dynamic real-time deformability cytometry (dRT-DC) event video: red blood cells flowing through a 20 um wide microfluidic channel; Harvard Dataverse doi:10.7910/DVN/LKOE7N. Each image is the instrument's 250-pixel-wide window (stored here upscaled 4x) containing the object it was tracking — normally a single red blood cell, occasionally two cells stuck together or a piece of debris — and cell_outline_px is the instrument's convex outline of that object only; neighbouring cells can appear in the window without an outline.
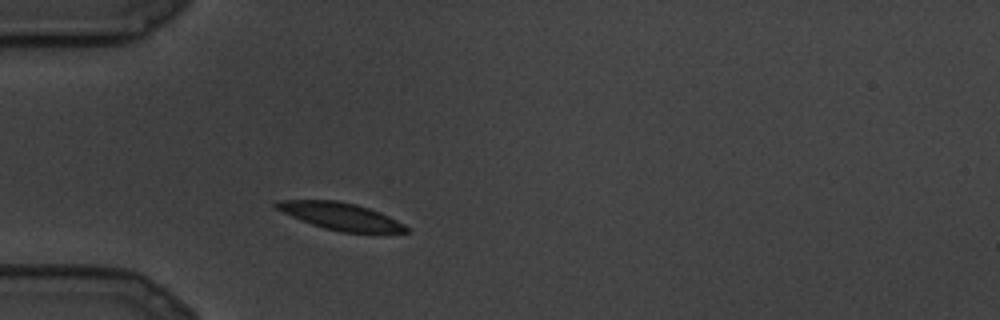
{"species": "common noctule bat (a hibernating species)", "species_latin": "Nyctalus noctula", "temperature_condition": "cold", "stored_images_in_passage": 10, "camera_frame_rate_fps": 3000, "um_per_image_px": 0.085, "animal": {"sex": "male", "body_mass_g": 19.5, "forearm_length_mm": 54.6}, "frame": {"image": 1, "passage_image": 4, "time_ms": 1.0, "image_size_px": [1000, 320], "cell_outline_px": [[408, 232], [340, 232], [324, 228], [312, 224], [292, 216], [276, 208], [272, 204], [280, 200], [336, 200], [356, 204], [380, 212], [404, 224], [408, 228]], "centroid_in_image_um": [28.94, 18.37], "position_along_channel_um": 56.1, "area_um2": 20.23}}
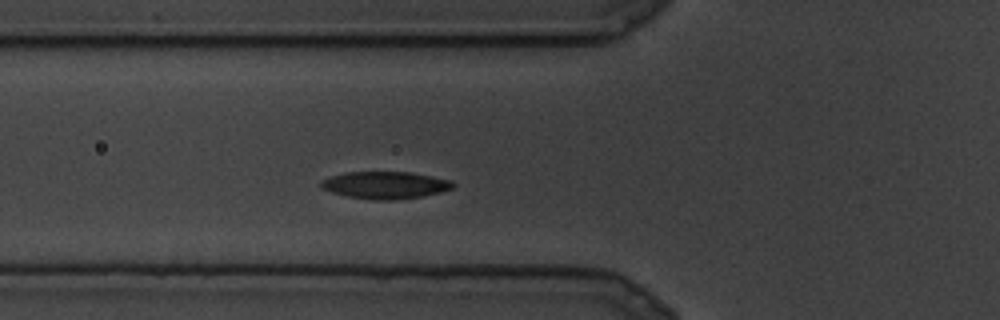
{"frame": {"image": 2, "passage_image": 6, "time_ms": 1.667, "image_size_px": [1000, 320], "cell_outline_px": [[456, 184], [452, 188], [440, 192], [420, 196], [392, 200], [380, 200], [348, 196], [332, 192], [320, 188], [320, 180], [344, 172], [412, 172], [452, 180]], "centroid_in_image_um": [32.74, 15.72], "position_along_channel_um": 93.1, "area_um2": 20.81}}
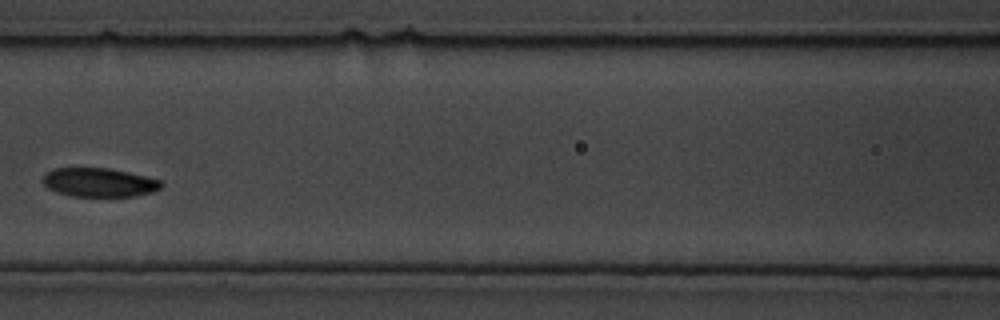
{"frame": {"image": 3, "passage_image": 9, "time_ms": 2.667, "image_size_px": [1000, 320], "cell_outline_px": [[164, 184], [160, 188], [152, 192], [132, 196], [72, 196], [48, 188], [44, 184], [44, 172], [52, 168], [108, 168], [128, 172], [160, 180]], "centroid_in_image_um": [8.42, 15.49], "position_along_channel_um": 158.2, "area_um2": 19.71}}